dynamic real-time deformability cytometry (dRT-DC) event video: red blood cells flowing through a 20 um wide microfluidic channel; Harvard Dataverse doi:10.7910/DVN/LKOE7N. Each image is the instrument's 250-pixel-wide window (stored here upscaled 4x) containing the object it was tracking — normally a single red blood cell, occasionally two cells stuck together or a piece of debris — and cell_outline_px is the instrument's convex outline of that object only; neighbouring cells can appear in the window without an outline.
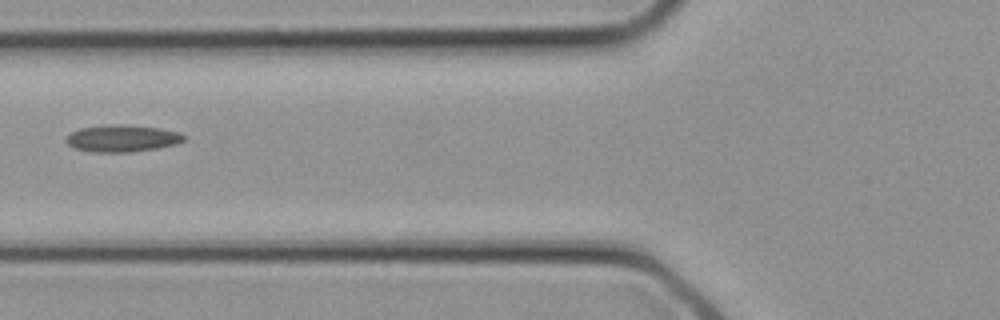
{"species": "common noctule bat (a hibernating species)", "species_latin": "Nyctalus noctula", "temperature_condition": "cold", "stored_images_in_passage": 3, "camera_frame_rate_fps": 3000, "um_per_image_px": 0.085, "animal": {"sex": "female", "body_mass_g": 21.9}, "frame": {"image": 1, "passage_image": 3, "time_ms": 0.667, "image_size_px": [1000, 320], "cell_outline_px": [[188, 140], [176, 144], [156, 148], [132, 152], [92, 152], [72, 148], [64, 140], [72, 132], [80, 128], [108, 124], [112, 124], [156, 128], [180, 132], [188, 136]], "centroid_in_image_um": [10.4, 11.77], "position_along_channel_um": 115.4, "area_um2": 18.55}}